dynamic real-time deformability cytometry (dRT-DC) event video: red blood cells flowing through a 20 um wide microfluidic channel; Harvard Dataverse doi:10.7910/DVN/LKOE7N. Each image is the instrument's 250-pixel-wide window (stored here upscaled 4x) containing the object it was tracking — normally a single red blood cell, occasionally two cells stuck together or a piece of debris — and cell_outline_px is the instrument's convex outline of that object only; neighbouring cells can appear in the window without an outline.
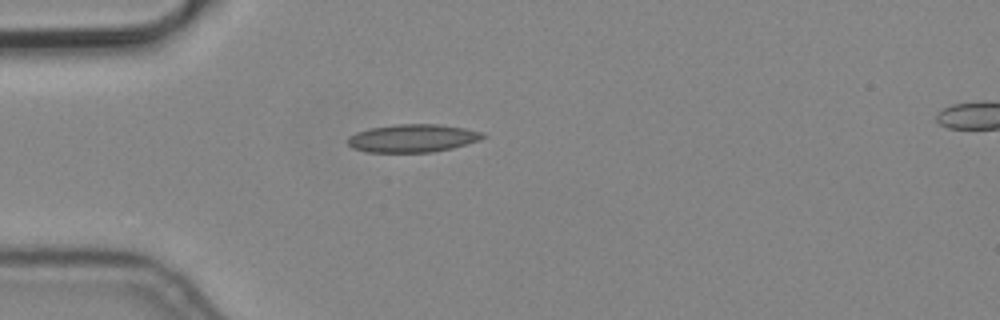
{"species": "common noctule bat (a hibernating species)", "species_latin": "Nyctalus noctula", "temperature_condition": "cold", "stored_images_in_passage": 4, "camera_frame_rate_fps": 3000, "um_per_image_px": 0.085, "animal": {"sex": "male", "body_mass_g": 19.2, "forearm_length_mm": 51.8}, "frame": {"image": 1, "passage_image": 4, "time_ms": 1.0, "image_size_px": [1000, 320], "cell_outline_px": [[488, 136], [480, 140], [452, 148], [432, 152], [364, 152], [352, 148], [348, 144], [348, 136], [356, 132], [368, 128], [396, 124], [440, 124], [464, 128], [484, 132]], "centroid_in_image_um": [35.08, 11.74], "position_along_channel_um": 49.9, "area_um2": 22.25}}